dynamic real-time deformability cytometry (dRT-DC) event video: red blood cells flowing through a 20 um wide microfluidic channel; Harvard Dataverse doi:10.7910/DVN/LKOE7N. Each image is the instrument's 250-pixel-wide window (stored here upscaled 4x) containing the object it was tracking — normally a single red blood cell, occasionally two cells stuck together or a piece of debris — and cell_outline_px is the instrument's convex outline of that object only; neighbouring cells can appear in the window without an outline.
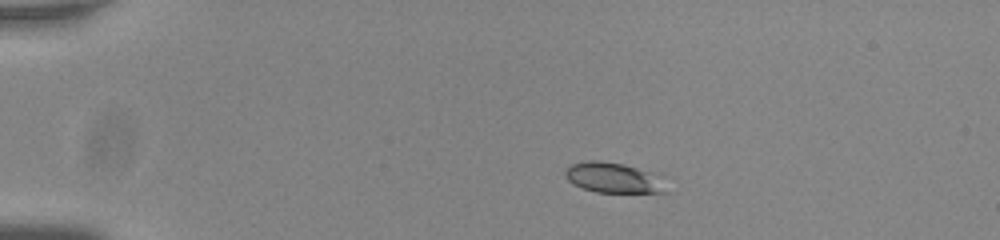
{"species": "common noctule bat (a hibernating species)", "species_latin": "Nyctalus noctula", "temperature_condition": "room temperature", "stored_images_in_passage": 45, "camera_frame_rate_fps": 3000, "um_per_image_px": 0.085, "animal": {"sex": "male", "body_mass_g": 20.0, "forearm_length_mm": 53.3}, "frame": {"image": 1, "passage_image": 1, "time_ms": 0.0, "image_size_px": [1000, 240], "cell_outline_px": [[668, 192], [596, 192], [584, 188], [568, 180], [564, 176], [564, 172], [572, 164], [588, 160], [600, 160], [620, 164], [652, 172]], "centroid_in_image_um": [52.06, 15.1], "position_along_channel_um": 32.9, "area_um2": 17.17}}
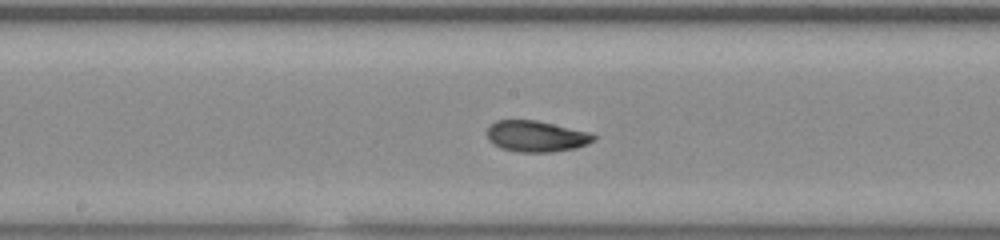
{"frame": {"image": 2, "passage_image": 20, "time_ms": 6.333, "image_size_px": [1000, 240], "cell_outline_px": [[596, 140], [588, 144], [576, 148], [552, 152], [516, 152], [500, 148], [492, 144], [488, 140], [488, 128], [496, 120], [536, 120], [592, 132], [596, 136]], "centroid_in_image_um": [45.62, 11.59], "position_along_channel_um": 202.6, "area_um2": 19.59}}
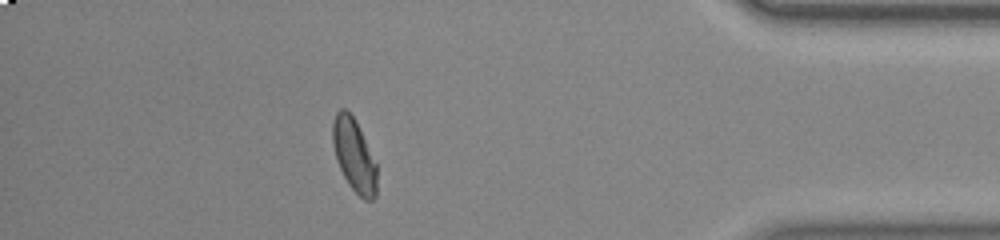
{"frame": {"image": 3, "passage_image": 39, "time_ms": 12.667, "image_size_px": [1000, 240], "cell_outline_px": [[376, 196], [372, 200], [364, 200], [348, 184], [336, 160], [332, 140], [332, 124], [336, 112], [340, 108], [344, 108], [356, 120], [376, 164]], "centroid_in_image_um": [30.08, 13.19], "position_along_channel_um": 405.1, "area_um2": 18.61}, "authors_computed_cell_mechanics": {"area_um2": 19.3052, "velocity_mm_per_s": 3.7713, "shape_relaxation_time_tau1_ms": 4.2652, "shape_relaxation_time_tau2_ms": 1.5226, "deformation_change_tau1": 0.142, "deformation_change_tau2": 0.0578}}